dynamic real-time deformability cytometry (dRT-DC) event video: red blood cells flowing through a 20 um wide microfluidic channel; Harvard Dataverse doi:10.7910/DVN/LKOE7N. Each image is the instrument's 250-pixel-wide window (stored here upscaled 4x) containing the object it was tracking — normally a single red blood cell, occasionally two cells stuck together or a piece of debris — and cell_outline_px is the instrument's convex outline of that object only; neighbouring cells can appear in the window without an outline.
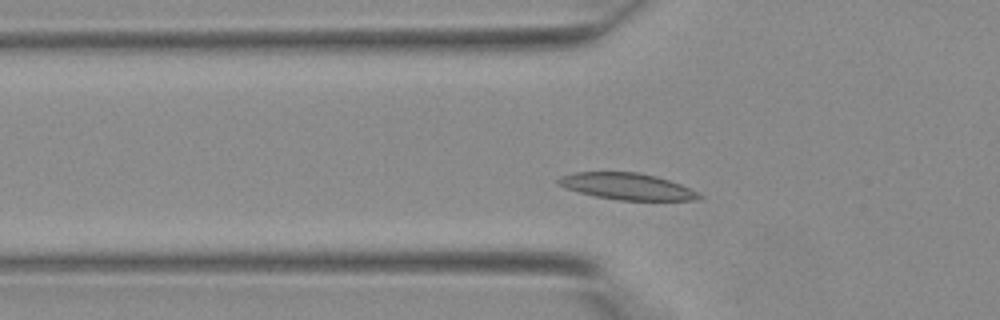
{"species": "Egyptian fruit bat (a non-hibernating species)", "species_latin": "Rousettus aegyptiacus", "temperature_condition": "warm", "stored_images_in_passage": 29, "camera_frame_rate_fps": 3000, "um_per_image_px": 0.085, "animal": {"sex": "female"}, "frame": {"image": 1, "passage_image": 6, "time_ms": 1.667, "image_size_px": [1000, 320], "cell_outline_px": [[704, 196], [696, 200], [620, 200], [596, 196], [564, 188], [556, 184], [556, 180], [560, 176], [572, 172], [636, 172], [656, 176], [680, 184], [700, 192]], "centroid_in_image_um": [53.28, 15.84], "position_along_channel_um": 72.5, "area_um2": 21.85}}
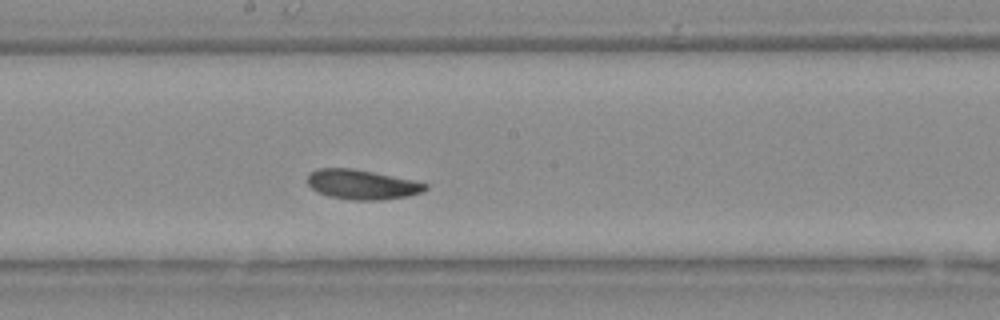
{"frame": {"image": 2, "passage_image": 15, "time_ms": 4.667, "image_size_px": [1000, 320], "cell_outline_px": [[428, 188], [424, 192], [408, 196], [380, 200], [352, 200], [328, 196], [316, 192], [308, 184], [308, 172], [316, 168], [352, 168], [412, 180], [428, 184]], "centroid_in_image_um": [30.74, 15.68], "position_along_channel_um": 217.5, "area_um2": 20.46}}
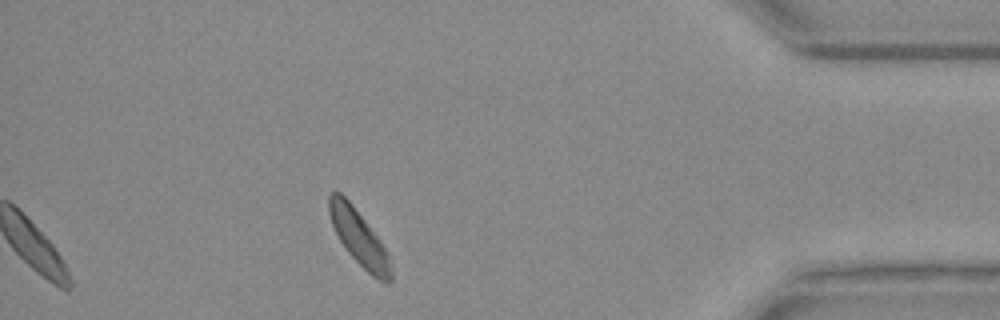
{"frame": {"image": 3, "passage_image": 29, "time_ms": 9.333, "image_size_px": [1000, 320], "cell_outline_px": [[392, 280], [388, 284], [372, 276], [348, 252], [340, 240], [332, 224], [328, 212], [328, 196], [332, 192], [340, 192], [352, 204], [380, 240], [388, 256], [392, 268]], "centroid_in_image_um": [30.51, 20.21], "position_along_channel_um": 404.7, "area_um2": 19.54}}